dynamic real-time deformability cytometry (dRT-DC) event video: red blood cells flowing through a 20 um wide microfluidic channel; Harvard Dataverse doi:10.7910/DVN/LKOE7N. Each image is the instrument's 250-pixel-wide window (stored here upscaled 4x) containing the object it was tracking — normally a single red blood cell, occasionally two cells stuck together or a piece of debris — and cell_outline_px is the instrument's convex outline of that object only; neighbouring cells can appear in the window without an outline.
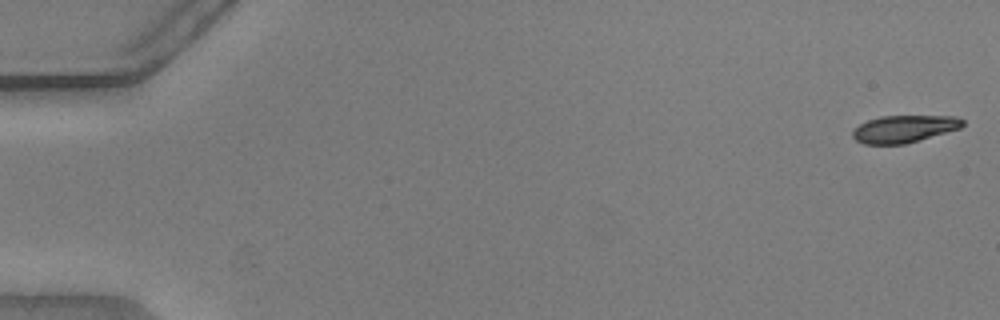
{"species": "common noctule bat (a hibernating species)", "species_latin": "Nyctalus noctula", "temperature_condition": "warm", "stored_images_in_passage": 54, "camera_frame_rate_fps": 3000, "um_per_image_px": 0.085, "animal": {"sex": "male", "body_mass_g": 20.5, "forearm_length_mm": 52.5}, "frame": {"image": 1, "passage_image": 1, "time_ms": 0.0, "image_size_px": [1000, 320], "cell_outline_px": [[964, 124], [960, 128], [904, 144], [864, 144], [856, 140], [852, 136], [852, 132], [860, 124], [868, 120], [880, 116], [956, 116], [964, 120]], "centroid_in_image_um": [76.84, 10.95], "position_along_channel_um": 8.2, "area_um2": 17.28}}
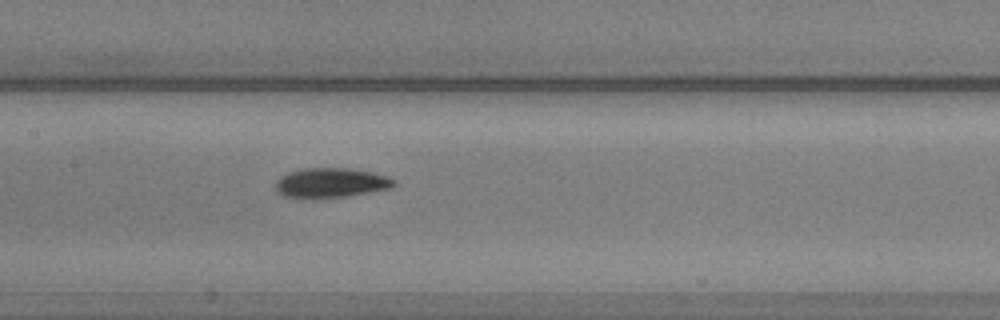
{"frame": {"image": 2, "passage_image": 27, "time_ms": 8.667, "image_size_px": [1000, 320], "cell_outline_px": [[396, 184], [392, 188], [348, 196], [312, 200], [284, 196], [276, 192], [276, 180], [280, 176], [288, 172], [304, 168], [344, 168], [372, 172], [388, 176], [396, 180]], "centroid_in_image_um": [28.11, 15.56], "position_along_channel_um": 179.3, "area_um2": 20.98}}
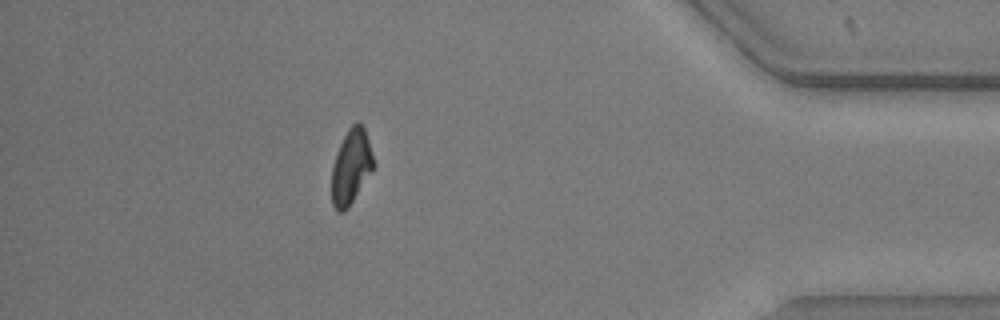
{"frame": {"image": 3, "passage_image": 48, "time_ms": 15.667, "image_size_px": [1000, 320], "cell_outline_px": [[376, 164], [348, 208], [344, 212], [336, 212], [332, 204], [332, 168], [336, 152], [348, 128], [356, 120], [360, 120], [364, 128]], "centroid_in_image_um": [29.84, 14.16], "position_along_channel_um": 405.4, "area_um2": 18.32}, "authors_computed_cell_mechanics": {"area_um2": 19.1318, "velocity_mm_per_s": 3.8134, "shape_relaxation_time_tau1_ms": 3.0773, "shape_relaxation_time_tau2_ms": 6.2858, "deformation_change_tau1": 0.1348, "deformation_change_tau2": 0.1282}}